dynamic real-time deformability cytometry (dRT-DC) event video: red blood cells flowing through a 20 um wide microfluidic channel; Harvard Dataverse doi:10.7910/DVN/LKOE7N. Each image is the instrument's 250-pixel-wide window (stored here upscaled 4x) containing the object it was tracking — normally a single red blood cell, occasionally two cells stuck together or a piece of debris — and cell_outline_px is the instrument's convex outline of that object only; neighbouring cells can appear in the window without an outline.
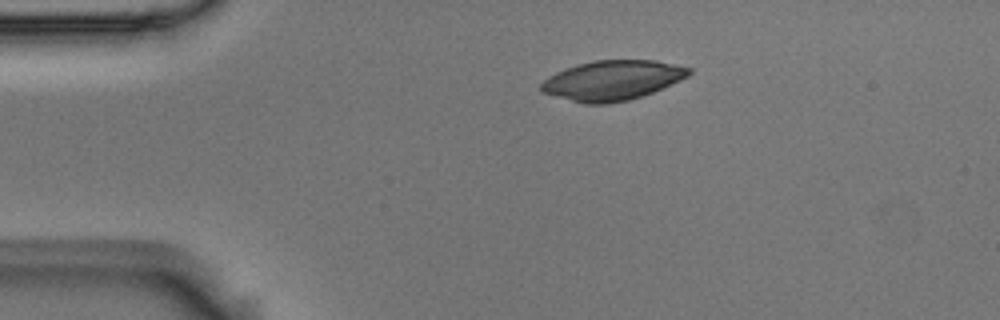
{"species": "Egyptian fruit bat (a non-hibernating species)", "species_latin": "Rousettus aegyptiacus", "temperature_condition": "room temperature", "stored_images_in_passage": 5, "camera_frame_rate_fps": 3000, "um_per_image_px": 0.085, "animal": {"sex": "male"}, "frame": {"image": 1, "passage_image": 2, "time_ms": 0.333, "image_size_px": [1000, 320], "cell_outline_px": [[692, 72], [688, 76], [680, 80], [652, 92], [628, 100], [608, 104], [584, 104], [556, 96], [544, 92], [540, 88], [540, 84], [548, 76], [556, 72], [580, 64], [596, 60], [656, 60], [692, 68]], "centroid_in_image_um": [52.06, 6.83], "position_along_channel_um": 32.9, "area_um2": 33.93}}